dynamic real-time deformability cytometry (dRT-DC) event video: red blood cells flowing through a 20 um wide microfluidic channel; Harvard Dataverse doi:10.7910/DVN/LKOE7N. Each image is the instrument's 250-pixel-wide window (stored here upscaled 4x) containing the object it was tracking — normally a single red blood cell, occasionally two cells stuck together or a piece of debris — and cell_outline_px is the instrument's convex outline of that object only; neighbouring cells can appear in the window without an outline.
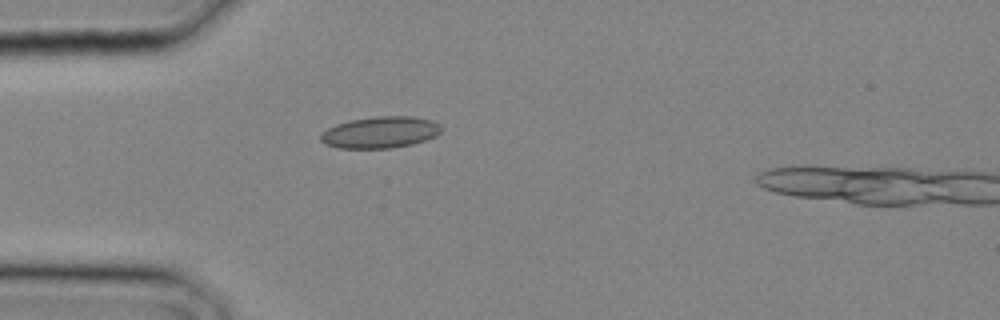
{"species": "common noctule bat (a hibernating species)", "species_latin": "Nyctalus noctula", "temperature_condition": "cold", "stored_images_in_passage": 3, "camera_frame_rate_fps": 3000, "um_per_image_px": 0.085, "animal": {"sex": "male", "body_mass_g": 20.4}, "frame": {"image": 1, "passage_image": 2, "time_ms": 0.333, "image_size_px": [1000, 320], "cell_outline_px": [[440, 132], [436, 136], [412, 144], [392, 148], [340, 148], [324, 144], [320, 140], [320, 136], [328, 128], [336, 124], [352, 120], [376, 116], [412, 116], [432, 120], [440, 124]], "centroid_in_image_um": [32.33, 11.25], "position_along_channel_um": 52.7, "area_um2": 22.08}}